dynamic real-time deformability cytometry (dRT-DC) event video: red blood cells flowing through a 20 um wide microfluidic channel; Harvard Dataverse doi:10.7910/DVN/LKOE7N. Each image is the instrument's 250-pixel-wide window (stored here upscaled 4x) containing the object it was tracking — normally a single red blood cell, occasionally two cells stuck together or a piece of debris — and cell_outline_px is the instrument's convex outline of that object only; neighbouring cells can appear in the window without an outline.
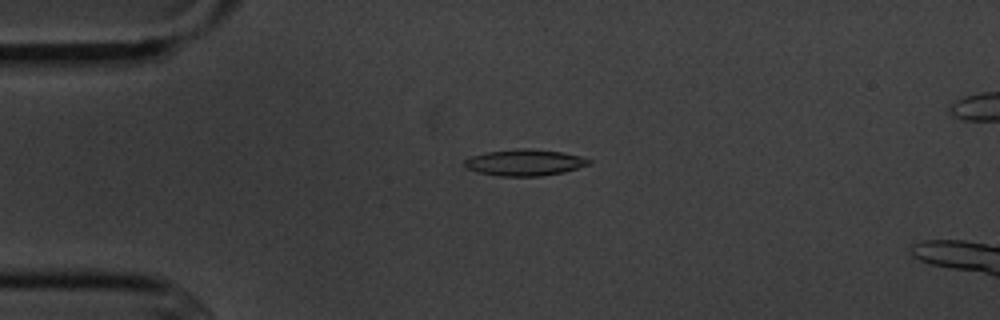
{"species": "common noctule bat (a hibernating species)", "species_latin": "Nyctalus noctula", "temperature_condition": "cold", "stored_images_in_passage": 8, "camera_frame_rate_fps": 3000, "um_per_image_px": 0.085, "animal": {"sex": "male", "body_mass_g": 20.1, "forearm_length_mm": 53.5}, "frame": {"image": 1, "passage_image": 1, "time_ms": 0.0, "image_size_px": [1000, 320], "cell_outline_px": [[592, 164], [564, 172], [540, 176], [500, 176], [480, 172], [464, 168], [464, 160], [472, 156], [484, 152], [520, 148], [528, 148], [564, 152], [580, 156], [592, 160]], "centroid_in_image_um": [44.62, 13.81], "position_along_channel_um": 40.4, "area_um2": 19.25}}
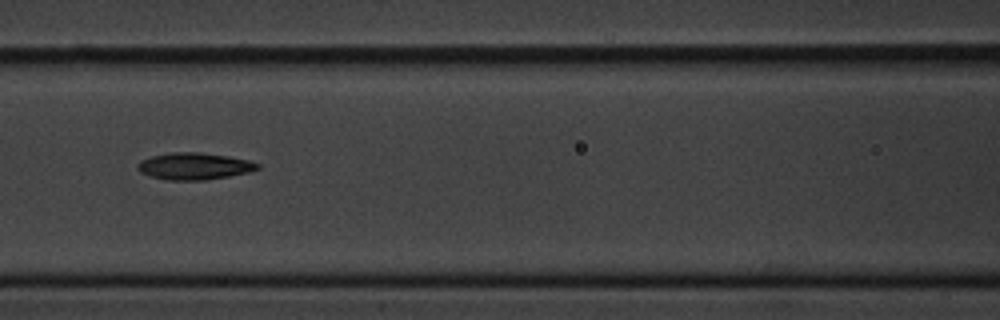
{"frame": {"image": 2, "passage_image": 4, "time_ms": 3.667, "image_size_px": [1000, 320], "cell_outline_px": [[260, 168], [248, 172], [228, 176], [204, 180], [164, 180], [140, 172], [136, 168], [136, 164], [140, 160], [152, 156], [172, 152], [200, 152], [228, 156], [248, 160], [260, 164]], "centroid_in_image_um": [16.48, 14.12], "position_along_channel_um": 150.1, "area_um2": 18.79}}
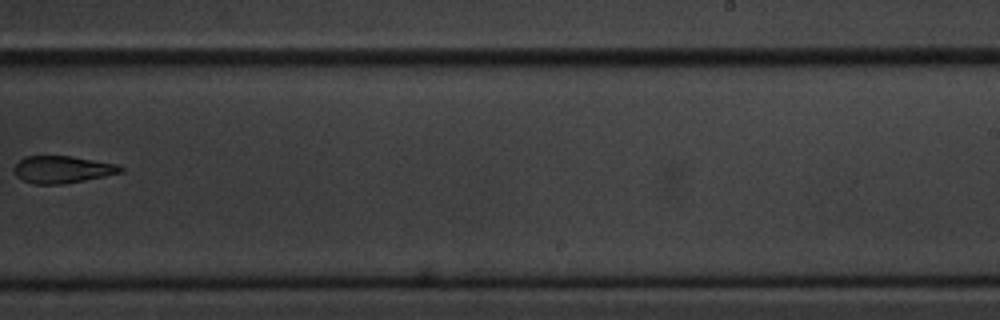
{"frame": {"image": 3, "passage_image": 7, "time_ms": 7.333, "image_size_px": [1000, 320], "cell_outline_px": [[124, 172], [84, 180], [60, 184], [32, 184], [16, 176], [12, 172], [12, 168], [24, 156], [72, 156], [116, 164], [124, 168]], "centroid_in_image_um": [5.27, 14.4], "position_along_channel_um": 283.7, "area_um2": 16.88}}